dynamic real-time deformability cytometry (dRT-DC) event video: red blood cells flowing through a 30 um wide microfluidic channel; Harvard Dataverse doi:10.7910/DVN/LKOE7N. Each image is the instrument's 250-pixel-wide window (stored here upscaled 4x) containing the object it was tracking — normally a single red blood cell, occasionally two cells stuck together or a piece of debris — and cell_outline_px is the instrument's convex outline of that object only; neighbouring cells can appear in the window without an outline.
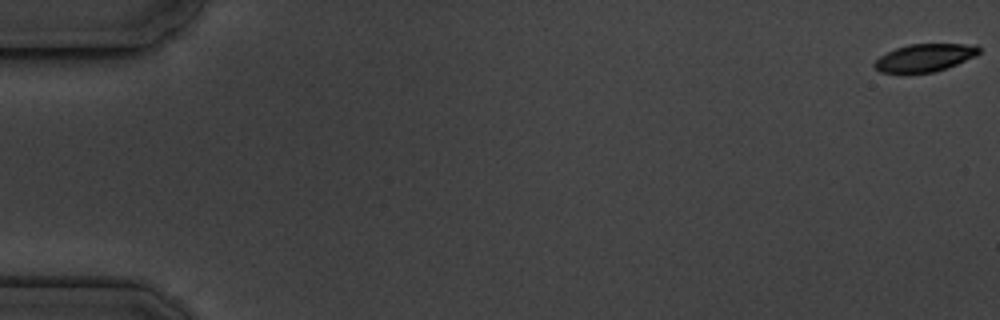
{"species": "common noctule bat (a hibernating species)", "species_latin": "Nyctalus noctula", "temperature_condition": "cold", "stored_images_in_passage": 7, "camera_frame_rate_fps": 3000, "um_per_image_px": 0.085, "animal": {"sex": "male", "body_mass_g": 19.5, "forearm_length_mm": 54.6}, "frame": {"image": 1, "passage_image": 1, "time_ms": 0.0, "image_size_px": [1000, 320], "cell_outline_px": [[980, 52], [976, 56], [948, 68], [932, 72], [880, 72], [872, 64], [880, 56], [896, 48], [908, 44], [976, 44], [980, 48]], "centroid_in_image_um": [78.64, 4.89], "position_along_channel_um": 6.4, "area_um2": 16.76}}
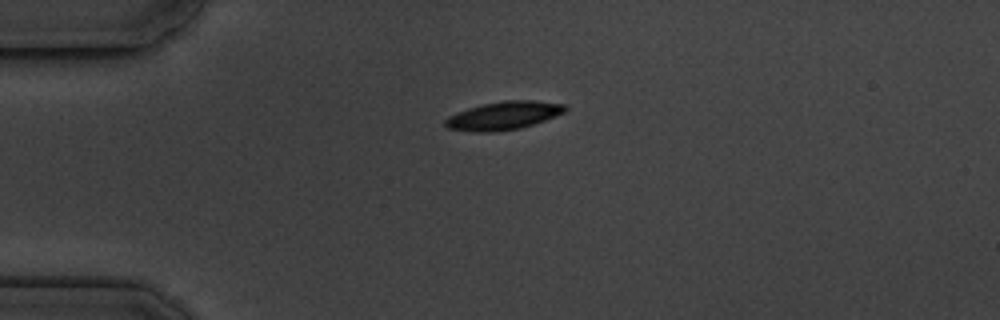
{"frame": {"image": 2, "passage_image": 5, "time_ms": 4.667, "image_size_px": [1000, 320], "cell_outline_px": [[568, 108], [564, 112], [544, 120], [520, 128], [492, 132], [476, 132], [448, 128], [444, 124], [444, 120], [448, 116], [456, 112], [468, 108], [484, 104], [504, 100], [532, 100], [564, 104]], "centroid_in_image_um": [42.77, 9.82], "position_along_channel_um": 42.2, "area_um2": 19.54}}